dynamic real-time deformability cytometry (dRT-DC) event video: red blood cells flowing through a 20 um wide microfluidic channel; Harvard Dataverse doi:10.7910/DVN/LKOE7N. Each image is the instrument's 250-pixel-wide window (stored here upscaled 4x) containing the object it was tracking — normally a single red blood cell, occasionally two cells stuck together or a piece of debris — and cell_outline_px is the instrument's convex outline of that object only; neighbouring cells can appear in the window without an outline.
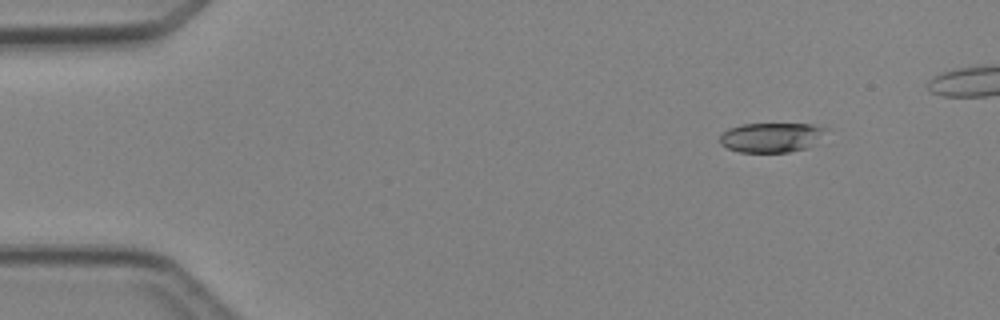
{"species": "Egyptian fruit bat (a non-hibernating species)", "species_latin": "Rousettus aegyptiacus", "temperature_condition": "cold", "stored_images_in_passage": 5, "camera_frame_rate_fps": 3000, "um_per_image_px": 0.085, "animal": {"sex": "female"}, "frame": {"image": 1, "passage_image": 2, "time_ms": 1.333, "image_size_px": [1000, 320], "cell_outline_px": [[828, 128], [808, 148], [788, 152], [740, 152], [728, 148], [720, 144], [720, 136], [728, 128], [744, 124], [812, 124]], "centroid_in_image_um": [65.53, 11.68], "position_along_channel_um": 19.5, "area_um2": 18.09}}